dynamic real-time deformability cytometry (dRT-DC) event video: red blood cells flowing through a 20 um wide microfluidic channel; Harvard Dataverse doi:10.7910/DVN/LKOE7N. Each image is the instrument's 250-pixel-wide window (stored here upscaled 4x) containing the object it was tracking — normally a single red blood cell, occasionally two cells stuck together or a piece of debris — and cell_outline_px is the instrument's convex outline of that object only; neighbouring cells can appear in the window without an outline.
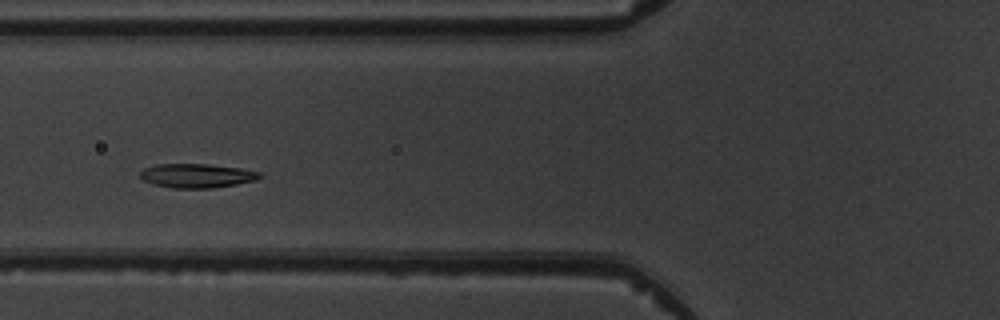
{"species": "common noctule bat (a hibernating species)", "species_latin": "Nyctalus noctula", "temperature_condition": "warm", "stored_images_in_passage": 7, "camera_frame_rate_fps": 3000, "um_per_image_px": 0.085, "animal": {"sex": "male", "body_mass_g": 19.5, "forearm_length_mm": 54.6}, "frame": {"image": 1, "passage_image": 4, "time_ms": 3.333, "image_size_px": [1000, 320], "cell_outline_px": [[264, 176], [256, 180], [236, 184], [212, 188], [172, 188], [152, 184], [144, 180], [140, 176], [140, 172], [144, 168], [156, 164], [208, 164], [240, 168], [260, 172]], "centroid_in_image_um": [16.74, 14.93], "position_along_channel_um": 109.1, "area_um2": 16.82}}
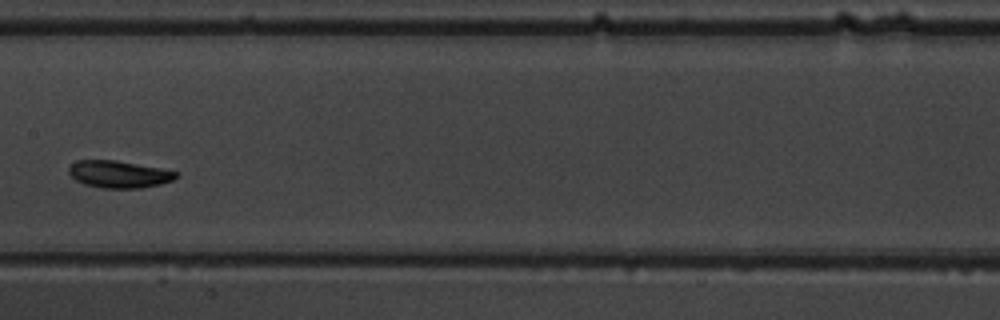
{"frame": {"image": 2, "passage_image": 6, "time_ms": 5.667, "image_size_px": [1000, 320], "cell_outline_px": [[180, 172], [172, 180], [160, 184], [140, 188], [100, 188], [84, 184], [76, 180], [68, 172], [68, 168], [76, 160], [116, 160], [160, 168]], "centroid_in_image_um": [10.09, 14.81], "position_along_channel_um": 197.3, "area_um2": 16.94}}
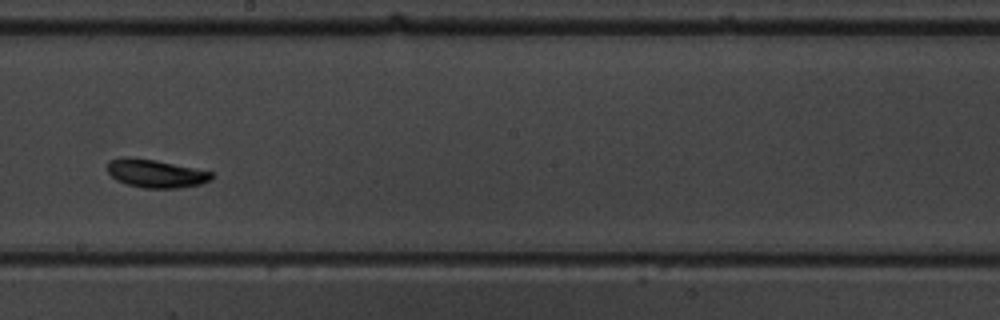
{"frame": {"image": 3, "passage_image": 7, "time_ms": 6.667, "image_size_px": [1000, 320], "cell_outline_px": [[212, 180], [200, 184], [180, 188], [144, 188], [128, 184], [116, 180], [108, 172], [108, 160], [124, 156], [128, 156], [156, 160], [212, 172]], "centroid_in_image_um": [13.21, 14.74], "position_along_channel_um": 235.0, "area_um2": 17.11}}